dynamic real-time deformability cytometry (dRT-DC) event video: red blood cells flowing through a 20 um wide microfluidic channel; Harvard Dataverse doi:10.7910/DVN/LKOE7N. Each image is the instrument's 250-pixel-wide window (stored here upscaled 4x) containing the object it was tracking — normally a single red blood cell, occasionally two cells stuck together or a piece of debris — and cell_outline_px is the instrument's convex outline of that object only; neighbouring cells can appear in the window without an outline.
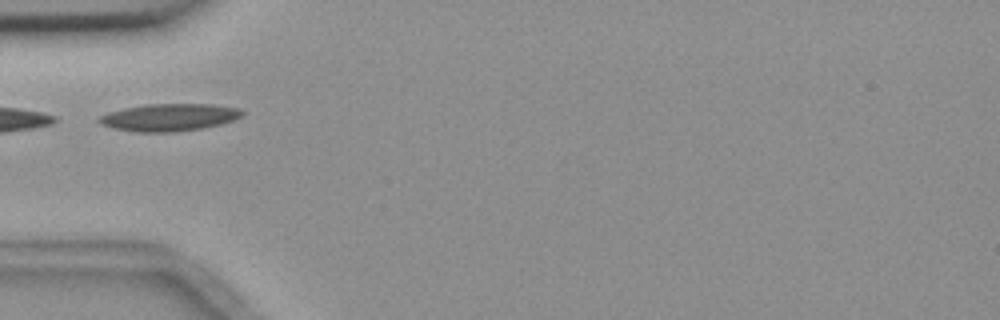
{"species": "common noctule bat (a hibernating species)", "species_latin": "Nyctalus noctula", "temperature_condition": "room temperature", "stored_images_in_passage": 5, "camera_frame_rate_fps": 3000, "um_per_image_px": 0.085, "animal": {"sex": "female", "body_mass_g": 18.4}, "frame": {"image": 1, "passage_image": 5, "time_ms": 5.333, "image_size_px": [1000, 320], "cell_outline_px": [[244, 112], [240, 116], [232, 120], [220, 124], [200, 128], [172, 132], [136, 132], [112, 128], [100, 124], [96, 120], [100, 116], [108, 112], [124, 108], [148, 104], [212, 104], [240, 108]], "centroid_in_image_um": [14.34, 9.97], "position_along_channel_um": 70.7, "area_um2": 22.72}}